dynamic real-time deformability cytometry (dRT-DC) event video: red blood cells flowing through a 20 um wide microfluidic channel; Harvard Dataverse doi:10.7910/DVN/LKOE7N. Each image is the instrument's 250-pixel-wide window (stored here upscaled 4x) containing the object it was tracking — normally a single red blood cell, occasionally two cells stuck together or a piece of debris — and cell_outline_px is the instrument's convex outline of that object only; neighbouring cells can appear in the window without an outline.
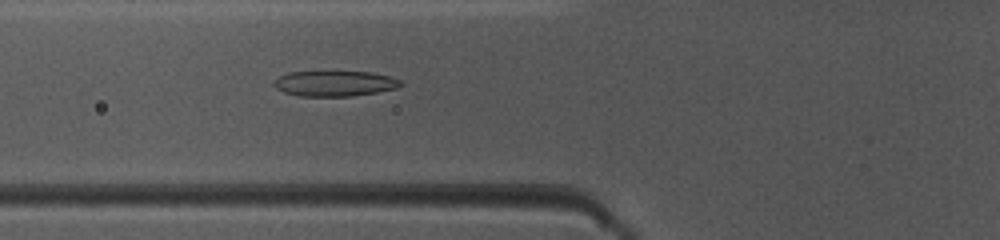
{"species": "common noctule bat (a hibernating species)", "species_latin": "Nyctalus noctula", "temperature_condition": "warm", "stored_images_in_passage": 49, "camera_frame_rate_fps": 3000, "um_per_image_px": 0.085, "animal": {"sex": "female", "body_mass_g": 10.0, "forearm_length_mm": 53.1}, "frame": {"image": 1, "passage_image": 18, "time_ms": 5.667, "image_size_px": [1000, 240], "cell_outline_px": [[404, 84], [396, 88], [376, 92], [348, 96], [300, 96], [284, 92], [276, 88], [272, 84], [280, 76], [288, 72], [372, 72], [388, 76], [400, 80]], "centroid_in_image_um": [28.44, 7.1], "position_along_channel_um": 97.4, "area_um2": 18.55}}
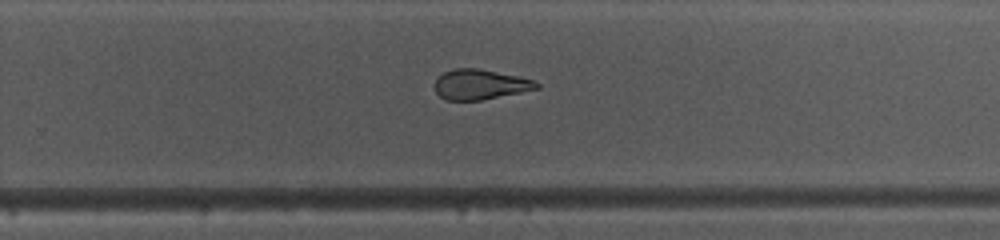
{"frame": {"image": 2, "passage_image": 32, "time_ms": 10.333, "image_size_px": [1000, 240], "cell_outline_px": [[540, 88], [480, 100], [444, 100], [436, 92], [432, 84], [444, 72], [456, 68], [476, 68], [516, 76], [532, 80], [540, 84]], "centroid_in_image_um": [40.76, 7.18], "position_along_channel_um": 289.0, "area_um2": 17.63}}
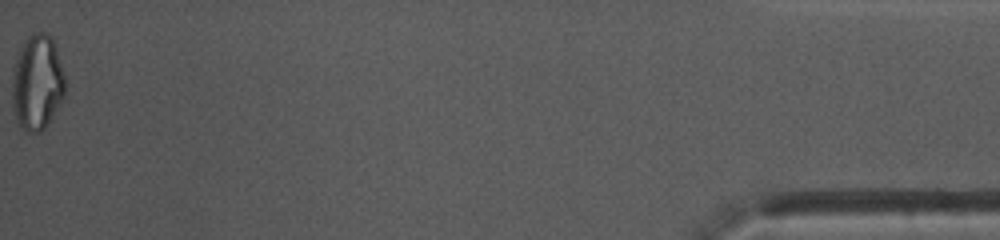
{"frame": {"image": 3, "passage_image": 49, "time_ms": 16.0, "image_size_px": [1000, 240], "cell_outline_px": [[64, 96], [48, 124], [40, 132], [24, 132], [20, 128], [16, 120], [12, 108], [12, 80], [16, 60], [20, 48], [24, 40], [28, 36], [36, 32], [48, 32], [52, 36], [56, 44], [64, 76]], "centroid_in_image_um": [3.15, 7.01], "position_along_channel_um": 432.0, "area_um2": 29.71}, "authors_computed_cell_mechanics": {"area_um2": 19.9988, "velocity_mm_per_s": 4.0918, "shape_relaxation_time_tau1_ms": 5.0458, "shape_relaxation_time_tau2_ms": 2.3583, "deformation_change_tau1": 0.1983, "deformation_change_tau2": 0.1119}}